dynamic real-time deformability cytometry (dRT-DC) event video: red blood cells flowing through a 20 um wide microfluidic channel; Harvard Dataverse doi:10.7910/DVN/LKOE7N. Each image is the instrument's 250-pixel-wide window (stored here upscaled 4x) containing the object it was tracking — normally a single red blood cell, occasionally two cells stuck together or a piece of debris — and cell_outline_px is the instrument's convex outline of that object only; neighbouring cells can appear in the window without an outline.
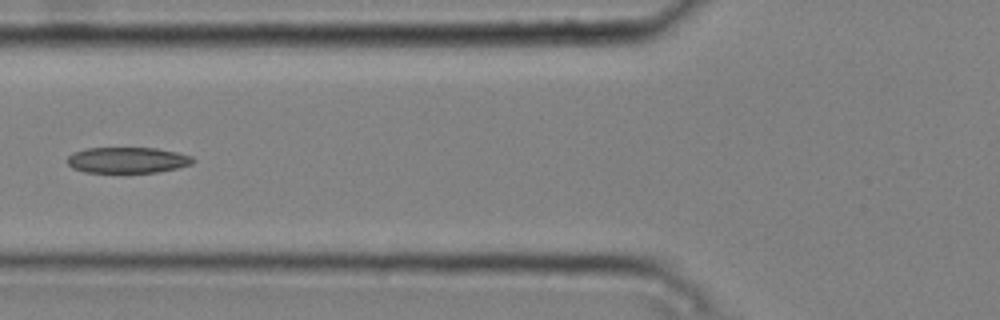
{"species": "common noctule bat (a hibernating species)", "species_latin": "Nyctalus noctula", "temperature_condition": "cold", "stored_images_in_passage": 4, "camera_frame_rate_fps": 3000, "um_per_image_px": 0.085, "animal": {"sex": "male", "body_mass_g": 20.4}, "frame": {"image": 1, "passage_image": 4, "time_ms": 1.0, "image_size_px": [1000, 320], "cell_outline_px": [[196, 160], [192, 164], [176, 168], [156, 172], [84, 172], [72, 168], [68, 164], [68, 156], [72, 152], [84, 148], [156, 148], [176, 152], [192, 156]], "centroid_in_image_um": [10.82, 13.6], "position_along_channel_um": 115.0, "area_um2": 18.96}}